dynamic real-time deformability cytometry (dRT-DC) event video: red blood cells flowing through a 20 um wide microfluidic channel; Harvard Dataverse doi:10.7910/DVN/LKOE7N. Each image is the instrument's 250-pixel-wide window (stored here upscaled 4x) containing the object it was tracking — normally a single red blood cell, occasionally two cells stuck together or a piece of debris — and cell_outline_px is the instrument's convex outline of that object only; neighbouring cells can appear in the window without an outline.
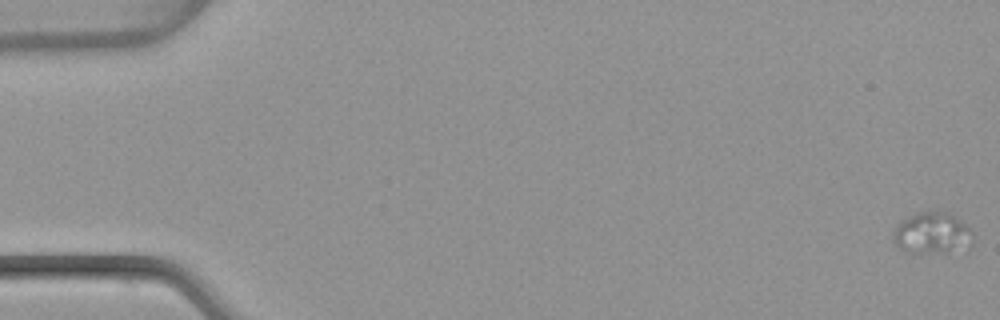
{"species": "common noctule bat (a hibernating species)", "species_latin": "Nyctalus noctula", "temperature_condition": "warm", "stored_images_in_passage": 53, "camera_frame_rate_fps": 3000, "um_per_image_px": 0.085, "animal": {"sex": "female", "body_mass_g": 22.7, "forearm_length_mm": 54.2}, "frame": {"image": 1, "passage_image": 1, "time_ms": 0.0, "image_size_px": [1000, 320], "cell_outline_px": [[972, 244], [968, 252], [908, 252], [896, 244], [892, 236], [892, 232], [908, 216], [928, 208], [940, 208], [956, 216], [972, 232]], "centroid_in_image_um": [79.31, 19.79], "position_along_channel_um": 5.7, "area_um2": 19.88}}
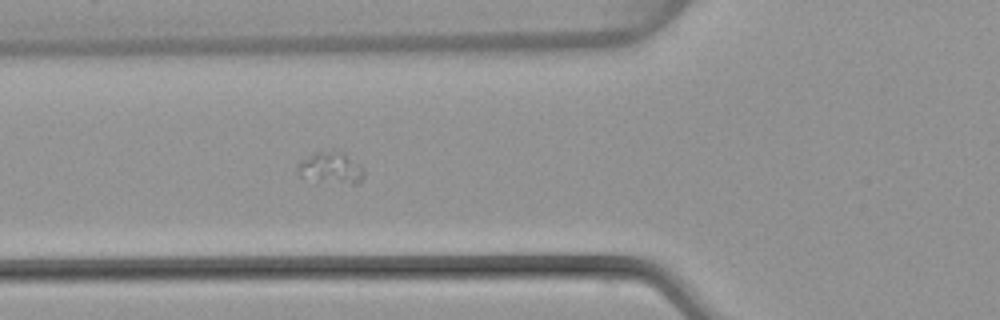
{"frame": {"image": 2, "passage_image": 20, "time_ms": 6.333, "image_size_px": [1000, 320], "cell_outline_px": [[364, 176], [356, 184], [312, 184], [300, 176], [296, 168], [304, 160], [316, 152], [332, 148], [336, 148], [344, 152], [360, 164], [364, 168]], "centroid_in_image_um": [28.13, 14.31], "position_along_channel_um": 97.7, "area_um2": 13.12}}
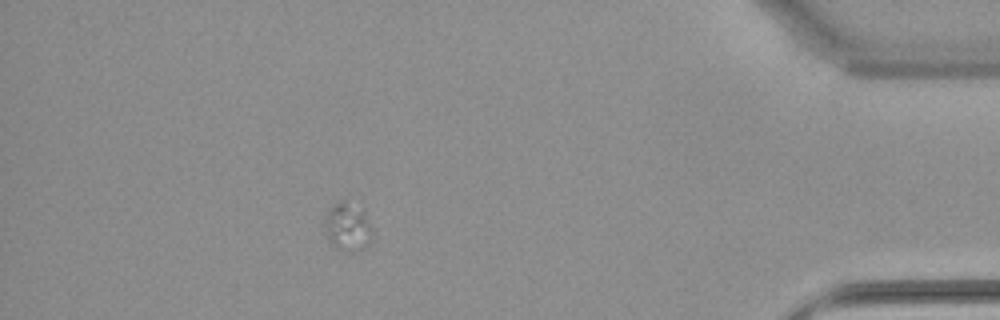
{"frame": {"image": 3, "passage_image": 47, "time_ms": 15.333, "image_size_px": [1000, 320], "cell_outline_px": [[372, 240], [364, 248], [356, 252], [348, 252], [336, 248], [324, 236], [324, 220], [328, 208], [340, 200], [344, 200], [364, 212], [372, 232]], "centroid_in_image_um": [29.5, 19.32], "position_along_channel_um": 405.7, "area_um2": 13.53}}